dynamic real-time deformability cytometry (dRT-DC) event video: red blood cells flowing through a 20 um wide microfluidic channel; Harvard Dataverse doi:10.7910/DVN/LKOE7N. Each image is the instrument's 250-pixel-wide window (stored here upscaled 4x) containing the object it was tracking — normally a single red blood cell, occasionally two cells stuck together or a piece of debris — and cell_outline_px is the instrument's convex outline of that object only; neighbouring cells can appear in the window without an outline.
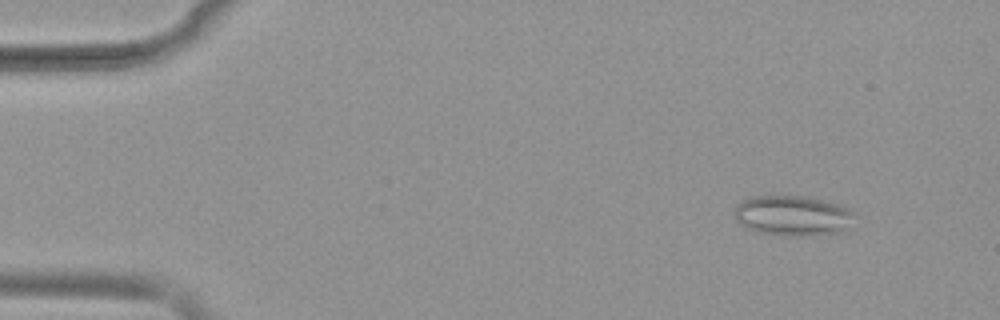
{"species": "common noctule bat (a hibernating species)", "species_latin": "Nyctalus noctula", "temperature_condition": "warm", "stored_images_in_passage": 48, "camera_frame_rate_fps": 3000, "um_per_image_px": 0.085, "animal": {"sex": "female", "body_mass_g": 19.9}, "frame": {"image": 1, "passage_image": 2, "time_ms": 0.333, "image_size_px": [1000, 320], "cell_outline_px": [[860, 216], [844, 232], [804, 236], [784, 236], [756, 232], [740, 224], [736, 220], [736, 204], [752, 196], [804, 196], [824, 200], [840, 204], [848, 208]], "centroid_in_image_um": [67.48, 18.34], "position_along_channel_um": 17.5, "area_um2": 28.73}}
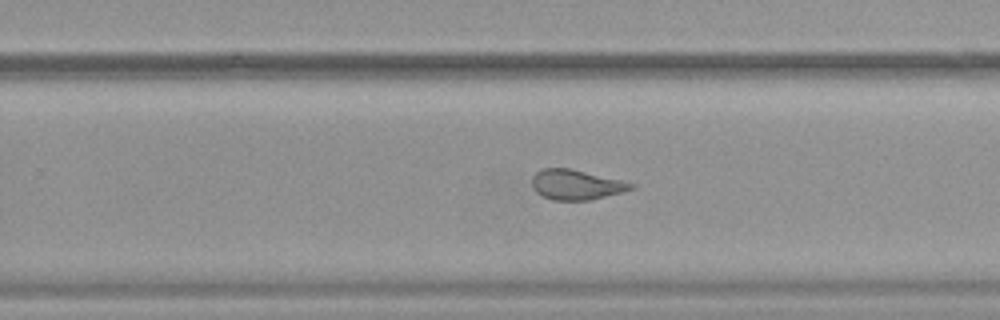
{"frame": {"image": 2, "passage_image": 30, "time_ms": 9.667, "image_size_px": [1000, 320], "cell_outline_px": [[636, 188], [624, 192], [592, 200], [552, 200], [536, 192], [532, 188], [532, 176], [536, 172], [544, 168], [568, 168], [620, 180], [636, 184]], "centroid_in_image_um": [48.99, 15.71], "position_along_channel_um": 280.8, "area_um2": 17.34}}
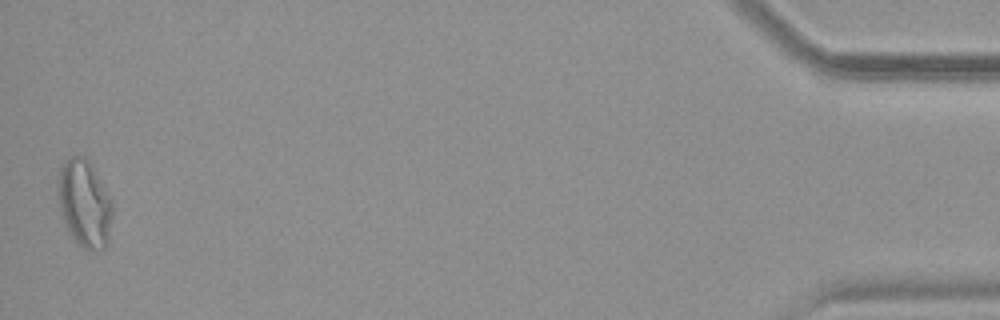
{"frame": {"image": 3, "passage_image": 48, "time_ms": 15.667, "image_size_px": [1000, 320], "cell_outline_px": [[112, 216], [108, 240], [104, 248], [92, 252], [88, 252], [72, 236], [60, 212], [56, 188], [56, 180], [60, 164], [64, 160], [72, 156], [84, 156], [92, 164], [112, 200]], "centroid_in_image_um": [7.16, 17.25], "position_along_channel_um": 428.0, "area_um2": 28.15}, "authors_computed_cell_mechanics": {"area_um2": 21.7617, "velocity_mm_per_s": 3.9093, "shape_relaxation_time_tau1_ms": null, "shape_relaxation_time_tau2_ms": 1.3069, "deformation_change_tau1": null, "deformation_change_tau2": 0.1006}}